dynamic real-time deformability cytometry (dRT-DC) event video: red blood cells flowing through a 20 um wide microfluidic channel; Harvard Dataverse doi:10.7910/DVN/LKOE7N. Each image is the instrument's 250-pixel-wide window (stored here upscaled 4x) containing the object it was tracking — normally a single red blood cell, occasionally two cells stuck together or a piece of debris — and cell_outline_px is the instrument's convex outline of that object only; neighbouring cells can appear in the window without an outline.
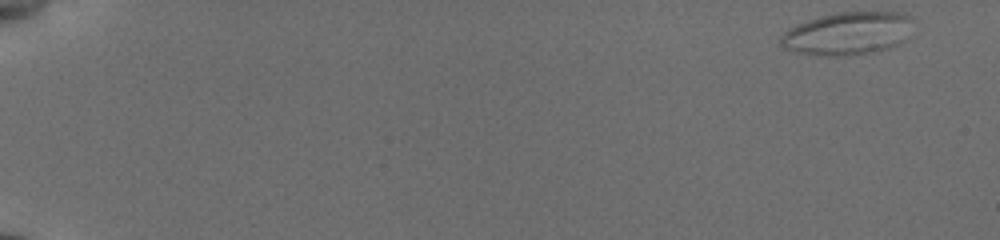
{"species": "common noctule bat (a hibernating species)", "species_latin": "Nyctalus noctula", "temperature_condition": "cold", "stored_images_in_passage": 56, "camera_frame_rate_fps": 3000, "um_per_image_px": 0.085, "animal": {"sex": "female", "body_mass_g": 19.5, "forearm_length_mm": 54.1}, "frame": {"image": 1, "passage_image": 1, "time_ms": 0.0, "image_size_px": [1000, 240], "cell_outline_px": [[908, 16], [900, 44], [876, 52], [836, 56], [824, 56], [796, 52], [784, 48], [780, 44], [780, 36], [784, 32], [800, 24], [824, 16], [840, 12], [904, 12]], "centroid_in_image_um": [71.95, 2.87], "position_along_channel_um": 13.0, "area_um2": 31.85}}
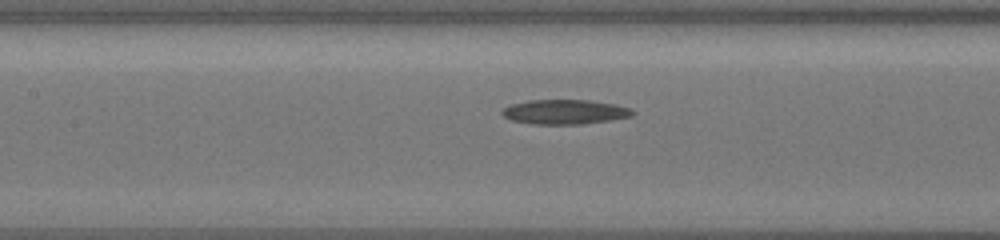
{"frame": {"image": 2, "passage_image": 28, "time_ms": 9.0, "image_size_px": [1000, 240], "cell_outline_px": [[636, 112], [632, 116], [608, 120], [580, 124], [532, 124], [512, 120], [504, 116], [500, 112], [504, 108], [512, 104], [528, 100], [592, 100], [616, 104], [632, 108]], "centroid_in_image_um": [48.04, 9.5], "position_along_channel_um": 159.4, "area_um2": 18.73}}
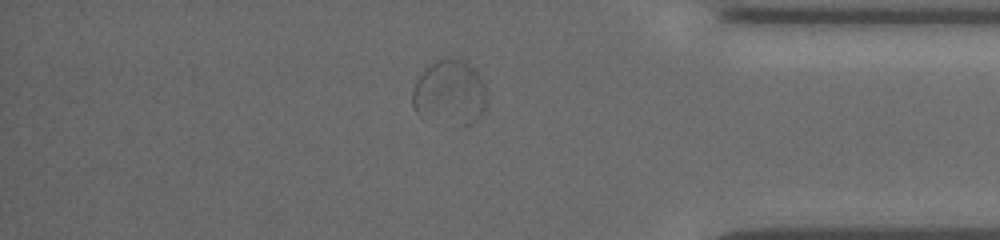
{"frame": {"image": 3, "passage_image": 49, "time_ms": 16.0, "image_size_px": [1000, 240], "cell_outline_px": [[488, 92], [484, 108], [468, 124], [464, 124], [416, 112], [412, 104], [412, 92], [416, 80], [436, 60], [464, 60], [480, 76]], "centroid_in_image_um": [38.25, 7.8], "position_along_channel_um": 397.0, "area_um2": 26.47}, "authors_computed_cell_mechanics": {"area_um2": 21.5305, "velocity_mm_per_s": 3.6326, "shape_relaxation_time_tau1_ms": null, "shape_relaxation_time_tau2_ms": 2.7592, "deformation_change_tau1": null, "deformation_change_tau2": 0.0244}}